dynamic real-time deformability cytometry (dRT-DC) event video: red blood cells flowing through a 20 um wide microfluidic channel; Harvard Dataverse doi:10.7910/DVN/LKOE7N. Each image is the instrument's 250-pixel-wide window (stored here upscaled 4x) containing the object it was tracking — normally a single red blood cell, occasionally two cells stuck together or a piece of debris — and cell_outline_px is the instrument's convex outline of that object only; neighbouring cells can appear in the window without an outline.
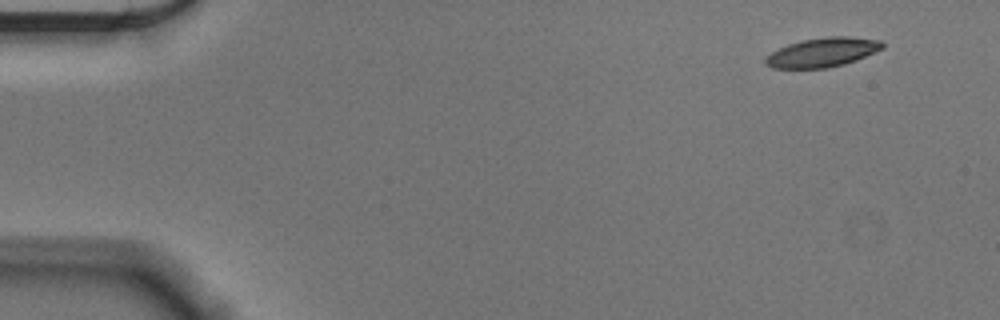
{"species": "Egyptian fruit bat (a non-hibernating species)", "species_latin": "Rousettus aegyptiacus", "temperature_condition": "cold", "stored_images_in_passage": 52, "camera_frame_rate_fps": 3000, "um_per_image_px": 0.085, "animal": {"sex": "male"}, "frame": {"image": 1, "passage_image": 1, "time_ms": 0.0, "image_size_px": [1000, 320], "cell_outline_px": [[884, 48], [856, 60], [844, 64], [824, 68], [772, 68], [764, 64], [764, 56], [788, 44], [804, 40], [828, 36], [848, 36], [880, 40], [884, 44]], "centroid_in_image_um": [69.9, 4.45], "position_along_channel_um": 15.1, "area_um2": 19.88}}
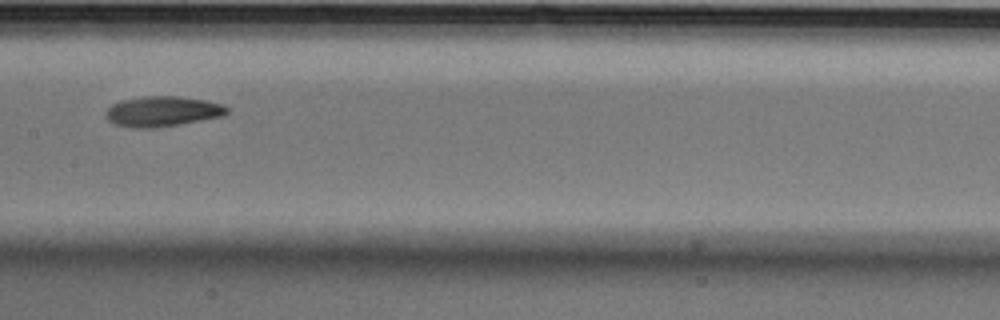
{"frame": {"image": 2, "passage_image": 25, "time_ms": 8.0, "image_size_px": [1000, 320], "cell_outline_px": [[228, 112], [224, 116], [180, 124], [156, 128], [132, 128], [116, 124], [108, 120], [104, 116], [104, 112], [112, 104], [120, 100], [144, 96], [176, 96], [208, 100], [224, 104], [228, 108]], "centroid_in_image_um": [13.81, 9.46], "position_along_channel_um": 193.6, "area_um2": 21.68}}
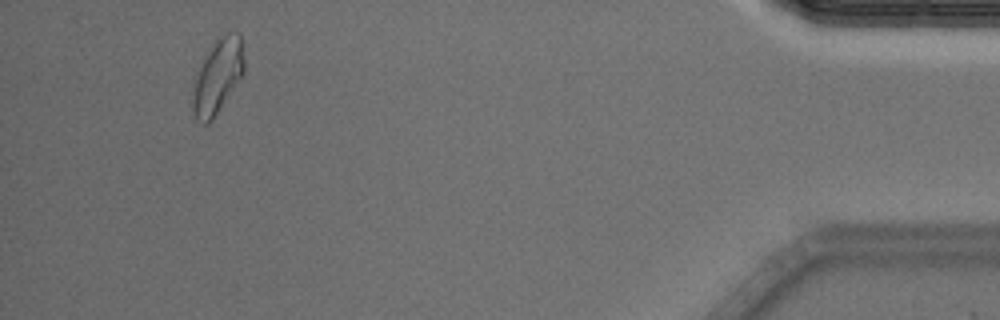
{"frame": {"image": 3, "passage_image": 49, "time_ms": 16.0, "image_size_px": [1000, 320], "cell_outline_px": [[244, 72], [212, 120], [208, 124], [204, 124], [196, 120], [192, 108], [192, 100], [196, 80], [200, 68], [204, 60], [216, 40], [228, 32], [240, 32], [244, 60]], "centroid_in_image_um": [18.52, 6.5], "position_along_channel_um": 416.7, "area_um2": 21.5}, "authors_computed_cell_mechanics": {"area_um2": 20.6924, "velocity_mm_per_s": 3.6107, "shape_relaxation_time_tau1_ms": 3.7887, "shape_relaxation_time_tau2_ms": 7.9419, "deformation_change_tau1": 0.1264, "deformation_change_tau2": 0.1405}}